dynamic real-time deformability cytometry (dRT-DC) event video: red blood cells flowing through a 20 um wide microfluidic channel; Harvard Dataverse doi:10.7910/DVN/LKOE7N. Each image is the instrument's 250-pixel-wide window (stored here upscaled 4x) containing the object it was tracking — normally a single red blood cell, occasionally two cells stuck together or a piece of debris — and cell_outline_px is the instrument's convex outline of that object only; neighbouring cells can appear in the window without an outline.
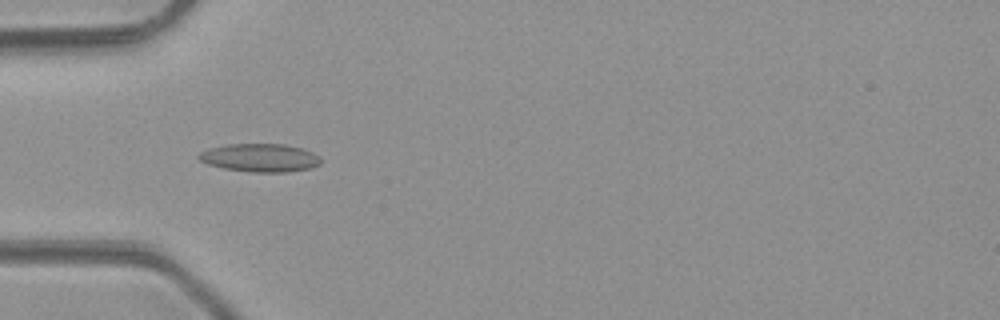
{"species": "common noctule bat (a hibernating species)", "species_latin": "Nyctalus noctula", "temperature_condition": "room temperature", "stored_images_in_passage": 40, "camera_frame_rate_fps": 3000, "um_per_image_px": 0.085, "animal": {"sex": "male", "body_mass_g": 23.1, "forearm_length_mm": 52.7}, "frame": {"image": 1, "passage_image": 7, "time_ms": 2.0, "image_size_px": [1000, 320], "cell_outline_px": [[320, 164], [312, 168], [288, 172], [252, 172], [224, 168], [208, 164], [200, 160], [196, 156], [200, 152], [208, 148], [224, 144], [284, 144], [304, 148], [320, 156]], "centroid_in_image_um": [22.11, 13.4], "position_along_channel_um": 62.9, "area_um2": 20.23}}
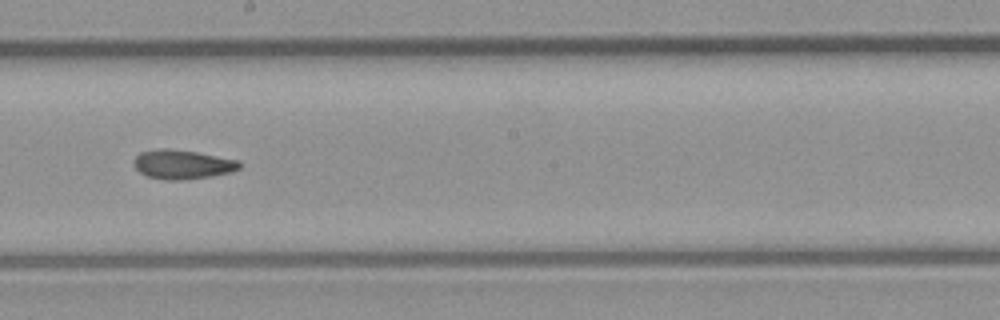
{"frame": {"image": 2, "passage_image": 19, "time_ms": 6.0, "image_size_px": [1000, 320], "cell_outline_px": [[240, 168], [232, 172], [212, 176], [184, 180], [164, 180], [148, 176], [140, 172], [132, 164], [132, 160], [140, 152], [160, 148], [168, 148], [196, 152], [240, 160]], "centroid_in_image_um": [15.5, 13.97], "position_along_channel_um": 232.7, "area_um2": 18.15}}
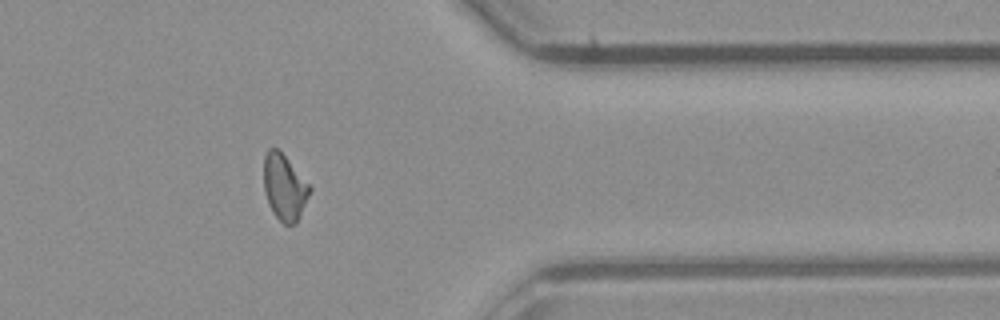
{"frame": {"image": 3, "passage_image": 31, "time_ms": 10.0, "image_size_px": [1000, 320], "cell_outline_px": [[312, 188], [300, 216], [296, 224], [284, 224], [272, 212], [268, 204], [264, 192], [264, 156], [268, 148], [280, 148]], "centroid_in_image_um": [24.17, 15.88], "position_along_channel_um": 387.2, "area_um2": 17.86}, "authors_computed_cell_mechanics": {"area_um2": 17.8602, "velocity_mm_per_s": 4.2658, "shape_relaxation_time_tau1_ms": null, "shape_relaxation_time_tau2_ms": 3.5831, "deformation_change_tau1": null, "deformation_change_tau2": 0.1107}}